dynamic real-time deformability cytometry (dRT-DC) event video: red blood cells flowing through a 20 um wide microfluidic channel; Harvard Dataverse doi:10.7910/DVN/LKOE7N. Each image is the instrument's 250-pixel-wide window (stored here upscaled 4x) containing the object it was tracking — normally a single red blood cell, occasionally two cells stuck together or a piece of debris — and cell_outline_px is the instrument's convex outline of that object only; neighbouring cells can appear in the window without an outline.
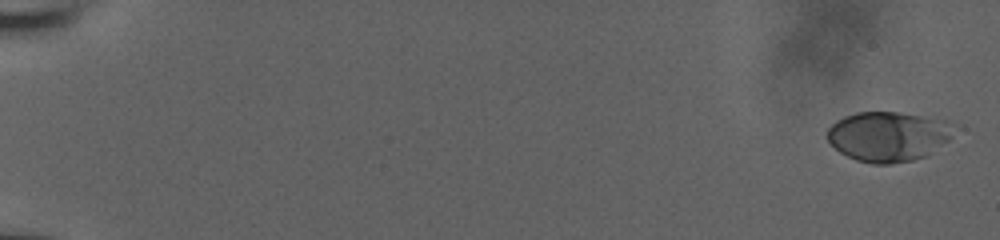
{"species": "human", "species_latin": "Homo sapiens", "temperature_condition": "room temperature", "stored_images_in_passage": 3, "camera_frame_rate_fps": 3000, "um_per_image_px": 0.085, "donor": {"sex": "male"}, "frame": {"image": 1, "passage_image": 1, "time_ms": 0.0, "image_size_px": [1000, 240], "cell_outline_px": [[900, 116], [896, 160], [864, 160], [852, 156], [844, 152], [828, 136], [828, 132], [836, 124], [852, 116], [864, 112], [888, 112]], "centroid_in_image_um": [73.8, 11.54], "position_along_channel_um": 11.2, "area_um2": 19.77}}